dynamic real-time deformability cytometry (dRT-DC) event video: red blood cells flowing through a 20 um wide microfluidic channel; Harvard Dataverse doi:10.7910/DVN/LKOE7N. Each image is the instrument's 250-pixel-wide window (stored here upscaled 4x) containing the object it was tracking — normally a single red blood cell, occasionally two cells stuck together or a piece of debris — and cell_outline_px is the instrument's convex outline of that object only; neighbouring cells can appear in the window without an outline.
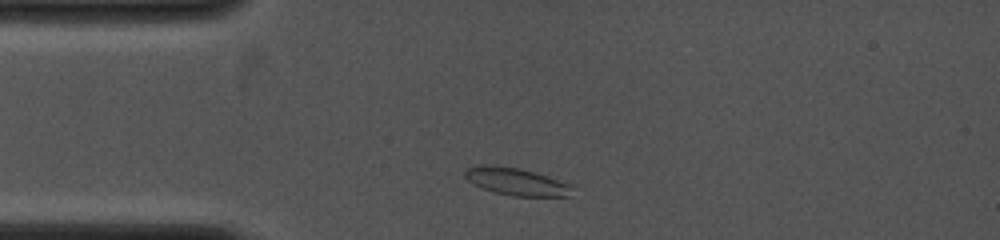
{"species": "common noctule bat (a hibernating species)", "species_latin": "Nyctalus noctula", "temperature_condition": "cold", "stored_images_in_passage": 10, "camera_frame_rate_fps": 4000, "um_per_image_px": 0.085, "animal": {"sex": "female", "body_mass_g": 19.0, "forearm_length_mm": 53.3}, "frame": {"image": 1, "passage_image": 2, "time_ms": 0.5, "image_size_px": [1000, 240], "cell_outline_px": [[572, 188], [568, 196], [512, 196], [496, 192], [484, 188], [468, 180], [464, 176], [464, 172], [468, 168], [480, 164], [492, 164], [520, 168], [568, 184]], "centroid_in_image_um": [43.8, 15.42], "position_along_channel_um": 41.2, "area_um2": 16.65}}
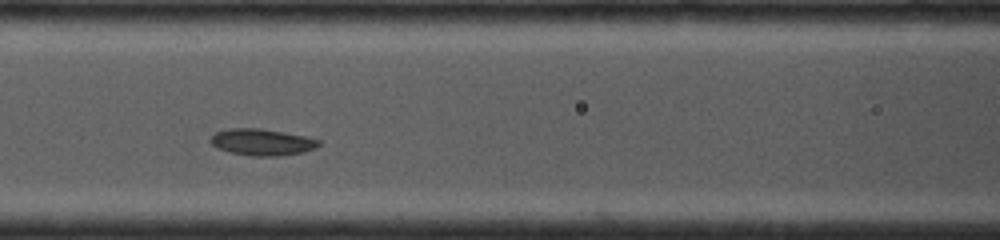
{"frame": {"image": 2, "passage_image": 8, "time_ms": 3.25, "image_size_px": [1000, 240], "cell_outline_px": [[320, 144], [316, 148], [304, 152], [280, 156], [252, 156], [232, 152], [220, 148], [212, 144], [212, 136], [216, 132], [228, 128], [260, 128], [284, 132], [304, 136], [320, 140]], "centroid_in_image_um": [22.32, 12.08], "position_along_channel_um": 144.3, "area_um2": 16.59}}